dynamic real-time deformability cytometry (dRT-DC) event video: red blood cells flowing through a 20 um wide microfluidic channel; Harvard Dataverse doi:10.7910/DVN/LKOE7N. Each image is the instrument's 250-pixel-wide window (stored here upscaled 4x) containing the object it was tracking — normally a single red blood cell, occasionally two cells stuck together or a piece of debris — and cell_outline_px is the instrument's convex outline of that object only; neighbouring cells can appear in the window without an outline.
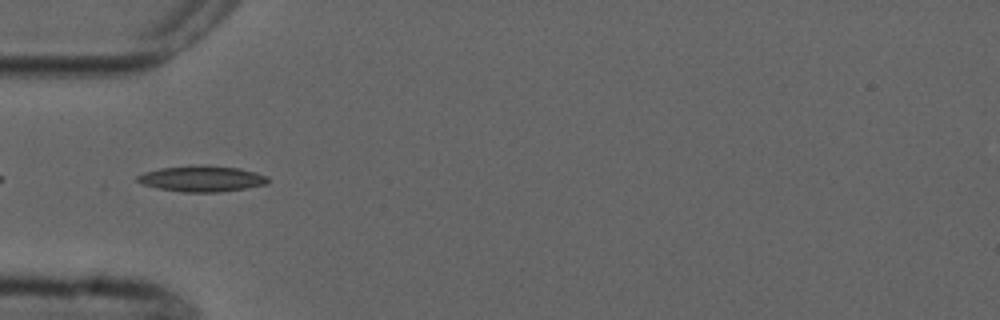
{"species": "common noctule bat (a hibernating species)", "species_latin": "Nyctalus noctula", "temperature_condition": "cold", "stored_images_in_passage": 7, "camera_frame_rate_fps": 3000, "um_per_image_px": 0.085, "animal": {"sex": "male", "forearm_length_mm": 52.5}, "frame": {"image": 1, "passage_image": 5, "time_ms": 4.667, "image_size_px": [1000, 320], "cell_outline_px": [[268, 184], [220, 192], [184, 192], [156, 188], [144, 184], [136, 180], [136, 176], [144, 172], [160, 168], [192, 164], [208, 164], [240, 168], [256, 172], [268, 176]], "centroid_in_image_um": [17.16, 15.16], "position_along_channel_um": 67.8, "area_um2": 20.06}}
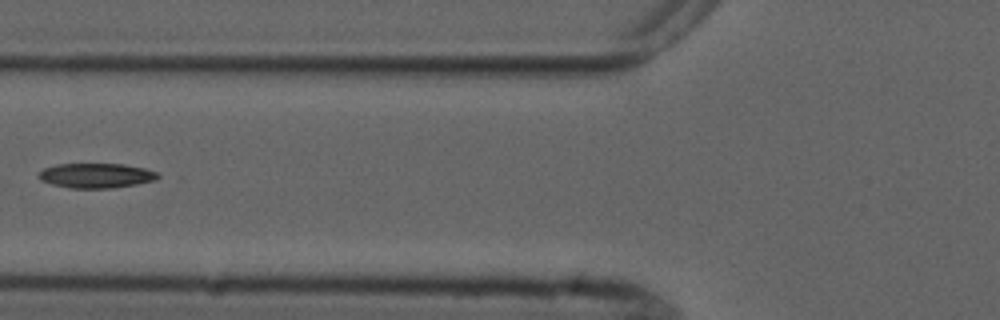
{"frame": {"image": 2, "passage_image": 6, "time_ms": 6.0, "image_size_px": [1000, 320], "cell_outline_px": [[164, 176], [156, 180], [136, 184], [112, 188], [72, 188], [52, 184], [40, 180], [36, 176], [44, 168], [56, 164], [124, 164], [144, 168], [156, 172]], "centroid_in_image_um": [8.2, 14.92], "position_along_channel_um": 117.6, "area_um2": 17.28}}
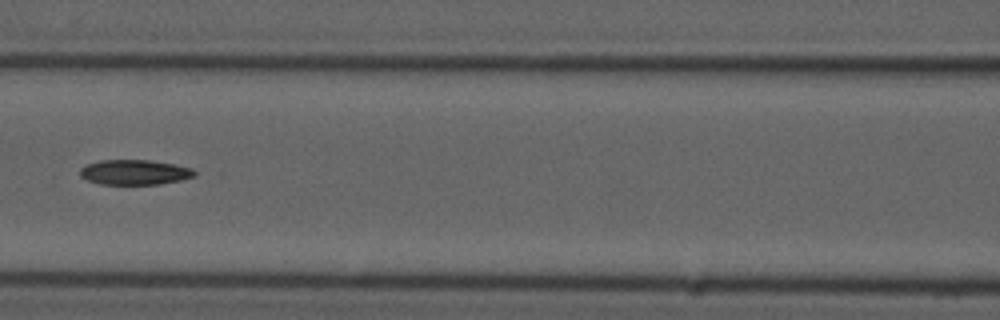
{"frame": {"image": 3, "passage_image": 7, "time_ms": 7.0, "image_size_px": [1000, 320], "cell_outline_px": [[196, 176], [180, 180], [160, 184], [100, 184], [88, 180], [80, 176], [80, 168], [88, 164], [100, 160], [148, 160], [172, 164], [192, 168], [196, 172]], "centroid_in_image_um": [11.44, 14.64], "position_along_channel_um": 155.2, "area_um2": 16.59}}